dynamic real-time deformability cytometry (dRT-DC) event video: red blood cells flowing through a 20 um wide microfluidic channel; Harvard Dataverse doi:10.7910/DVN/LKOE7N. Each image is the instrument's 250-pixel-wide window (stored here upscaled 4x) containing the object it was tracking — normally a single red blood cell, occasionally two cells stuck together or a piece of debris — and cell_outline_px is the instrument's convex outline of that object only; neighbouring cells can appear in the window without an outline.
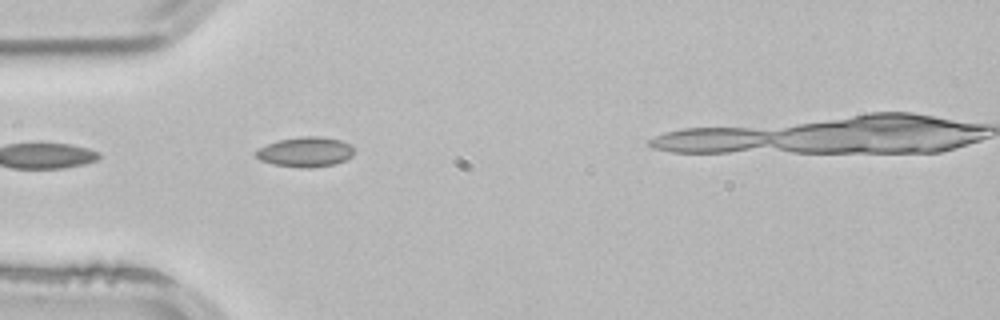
{"species": "common noctule bat (a hibernating species)", "species_latin": "Nyctalus noctula", "temperature_condition": "room temperature", "stored_images_in_passage": 2, "camera_frame_rate_fps": 3000, "um_per_image_px": 0.085, "animal": {"sex": "male", "body_mass_g": 21.5, "forearm_length_mm": 52.0}, "frame": {"image": 1, "passage_image": 1, "time_ms": 0.0, "image_size_px": [1000, 320], "cell_outline_px": [[352, 156], [336, 164], [308, 168], [300, 168], [272, 164], [260, 160], [256, 156], [256, 152], [260, 148], [268, 144], [280, 140], [300, 136], [320, 136], [340, 140], [348, 144], [352, 148]], "centroid_in_image_um": [25.95, 12.92], "position_along_channel_um": 59.0, "area_um2": 16.94}}